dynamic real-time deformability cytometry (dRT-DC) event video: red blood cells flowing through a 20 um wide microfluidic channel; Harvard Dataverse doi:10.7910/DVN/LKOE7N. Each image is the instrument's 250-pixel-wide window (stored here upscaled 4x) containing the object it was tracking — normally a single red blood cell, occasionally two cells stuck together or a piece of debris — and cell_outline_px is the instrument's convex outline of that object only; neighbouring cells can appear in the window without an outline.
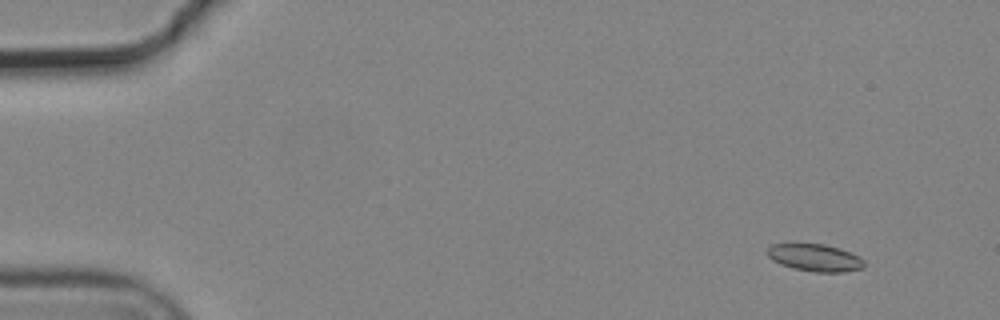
{"species": "common noctule bat (a hibernating species)", "species_latin": "Nyctalus noctula", "temperature_condition": "cold", "stored_images_in_passage": 4, "camera_frame_rate_fps": 3000, "um_per_image_px": 0.085, "animal": {"sex": "male", "body_mass_g": 19.2, "forearm_length_mm": 51.8}, "frame": {"image": 1, "passage_image": 1, "time_ms": 0.0, "image_size_px": [1000, 320], "cell_outline_px": [[864, 268], [844, 272], [816, 272], [792, 268], [780, 264], [772, 260], [764, 252], [772, 244], [824, 244], [840, 248], [860, 256], [864, 260]], "centroid_in_image_um": [69.27, 21.9], "position_along_channel_um": 15.7, "area_um2": 15.55}}
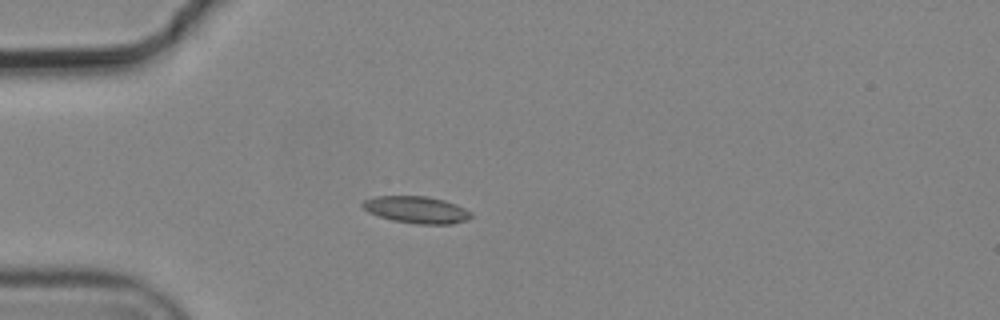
{"frame": {"image": 2, "passage_image": 4, "time_ms": 1.0, "image_size_px": [1000, 320], "cell_outline_px": [[472, 216], [468, 220], [452, 224], [420, 224], [392, 220], [368, 212], [360, 204], [364, 200], [376, 196], [428, 196], [444, 200], [456, 204], [472, 212]], "centroid_in_image_um": [35.43, 17.82], "position_along_channel_um": 49.6, "area_um2": 17.05}}